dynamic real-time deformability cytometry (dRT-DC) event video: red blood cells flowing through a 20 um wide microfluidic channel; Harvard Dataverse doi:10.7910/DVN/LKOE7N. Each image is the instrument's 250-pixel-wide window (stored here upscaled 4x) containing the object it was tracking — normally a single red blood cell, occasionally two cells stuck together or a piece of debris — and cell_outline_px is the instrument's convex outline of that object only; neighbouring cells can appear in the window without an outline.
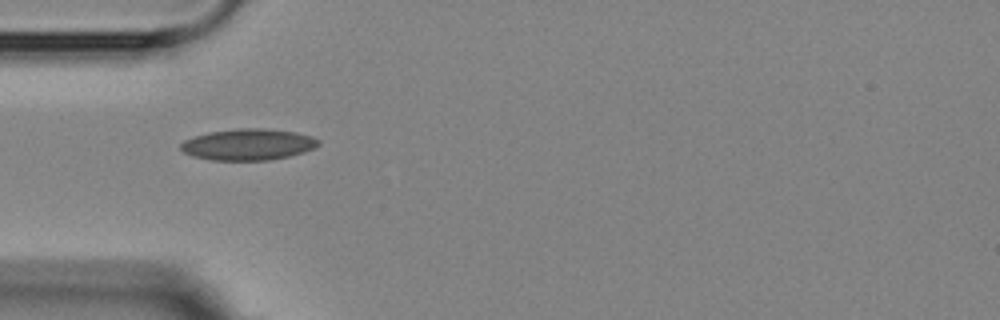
{"species": "Egyptian fruit bat (a non-hibernating species)", "species_latin": "Rousettus aegyptiacus", "temperature_condition": "room temperature", "stored_images_in_passage": 1, "camera_frame_rate_fps": 3000, "um_per_image_px": 0.085, "animal": {"sex": "female"}, "frame": {"image": 1, "passage_image": 1, "time_ms": 0.0, "image_size_px": [1000, 320], "cell_outline_px": [[320, 144], [316, 148], [304, 152], [288, 156], [268, 160], [212, 160], [192, 156], [184, 152], [180, 148], [180, 144], [184, 140], [208, 132], [236, 128], [264, 128], [296, 132], [312, 136], [320, 140]], "centroid_in_image_um": [21.12, 12.27], "position_along_channel_um": 63.9, "area_um2": 25.26}}